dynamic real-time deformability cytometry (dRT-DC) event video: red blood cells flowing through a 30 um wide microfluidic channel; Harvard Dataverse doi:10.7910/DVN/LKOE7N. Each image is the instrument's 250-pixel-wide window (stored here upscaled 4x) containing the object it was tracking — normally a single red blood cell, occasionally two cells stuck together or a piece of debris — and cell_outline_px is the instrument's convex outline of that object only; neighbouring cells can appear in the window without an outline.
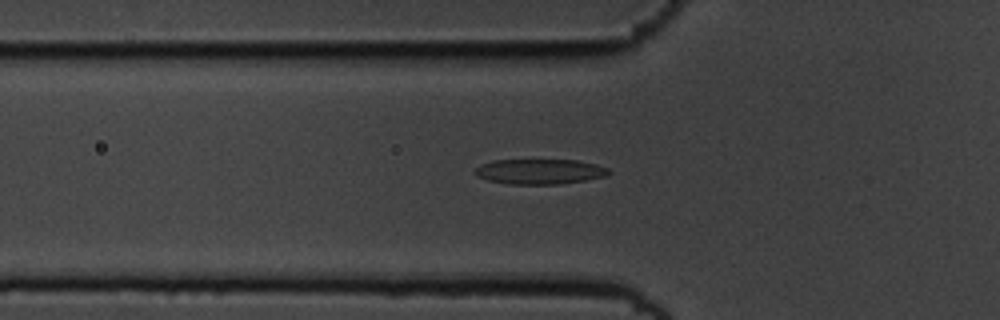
{"species": "common noctule bat (a hibernating species)", "species_latin": "Nyctalus noctula", "temperature_condition": "cold", "stored_images_in_passage": 50, "camera_frame_rate_fps": 3000, "um_per_image_px": 0.085, "animal": {"sex": "male", "body_mass_g": 19.5, "forearm_length_mm": 54.6}, "frame": {"image": 1, "passage_image": 18, "time_ms": 5.667, "image_size_px": [1000, 320], "cell_outline_px": [[612, 172], [608, 176], [584, 180], [556, 184], [508, 184], [488, 180], [476, 176], [472, 172], [480, 164], [492, 160], [576, 160], [596, 164], [608, 168]], "centroid_in_image_um": [45.86, 14.58], "position_along_channel_um": 79.9, "area_um2": 19.71}}
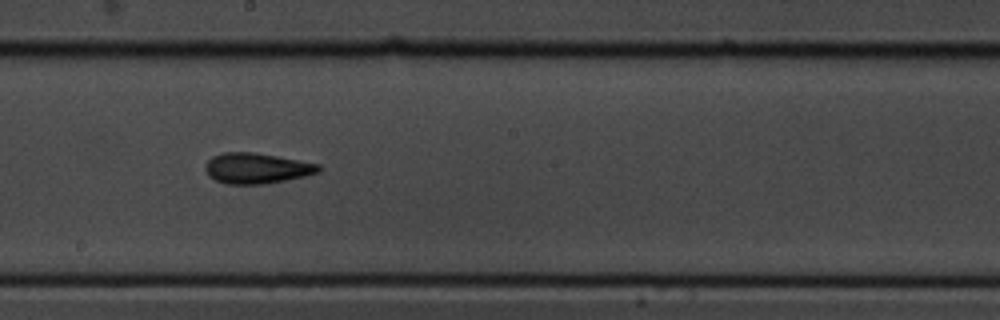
{"frame": {"image": 2, "passage_image": 30, "time_ms": 9.667, "image_size_px": [1000, 320], "cell_outline_px": [[320, 172], [304, 176], [264, 184], [228, 184], [216, 180], [208, 176], [204, 168], [204, 164], [212, 156], [224, 152], [252, 152], [276, 156], [320, 164]], "centroid_in_image_um": [21.78, 14.3], "position_along_channel_um": 226.4, "area_um2": 20.11}}
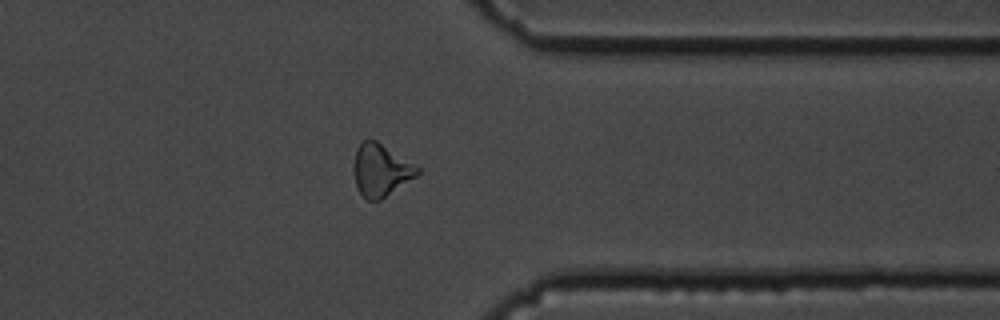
{"frame": {"image": 3, "passage_image": 43, "time_ms": 14.0, "image_size_px": [1000, 320], "cell_outline_px": [[420, 172], [416, 176], [380, 200], [368, 200], [356, 188], [352, 168], [356, 148], [364, 140], [376, 140], [420, 168]], "centroid_in_image_um": [32.33, 14.46], "position_along_channel_um": 379.1, "area_um2": 19.25}}